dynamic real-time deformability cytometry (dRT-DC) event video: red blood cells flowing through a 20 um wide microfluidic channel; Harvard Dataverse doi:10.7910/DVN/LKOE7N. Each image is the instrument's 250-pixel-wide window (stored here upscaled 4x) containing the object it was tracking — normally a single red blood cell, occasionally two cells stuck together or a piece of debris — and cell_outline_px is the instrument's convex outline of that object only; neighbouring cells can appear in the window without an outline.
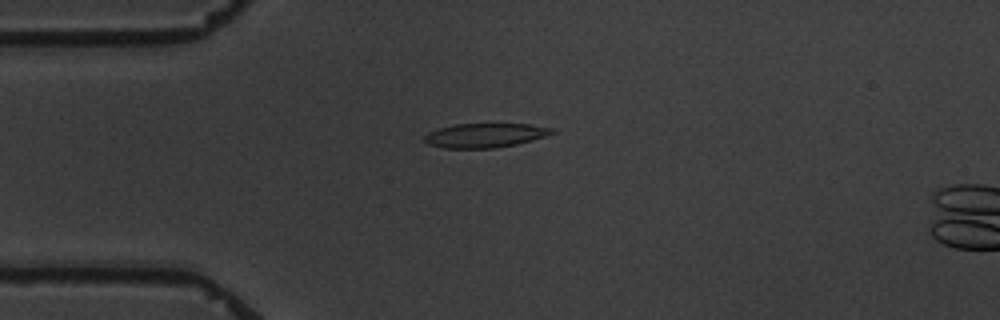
{"species": "common noctule bat (a hibernating species)", "species_latin": "Nyctalus noctula", "temperature_condition": "warm", "stored_images_in_passage": 2, "camera_frame_rate_fps": 3000, "um_per_image_px": 0.085, "animal": {"sex": "male", "body_mass_g": 19.5, "forearm_length_mm": 54.6}, "frame": {"image": 1, "passage_image": 1, "time_ms": 0.0, "image_size_px": [1000, 320], "cell_outline_px": [[556, 132], [532, 140], [516, 144], [496, 148], [444, 148], [428, 144], [424, 140], [424, 136], [428, 132], [440, 128], [456, 124], [532, 124], [556, 128]], "centroid_in_image_um": [41.26, 11.5], "position_along_channel_um": 43.7, "area_um2": 18.03}}